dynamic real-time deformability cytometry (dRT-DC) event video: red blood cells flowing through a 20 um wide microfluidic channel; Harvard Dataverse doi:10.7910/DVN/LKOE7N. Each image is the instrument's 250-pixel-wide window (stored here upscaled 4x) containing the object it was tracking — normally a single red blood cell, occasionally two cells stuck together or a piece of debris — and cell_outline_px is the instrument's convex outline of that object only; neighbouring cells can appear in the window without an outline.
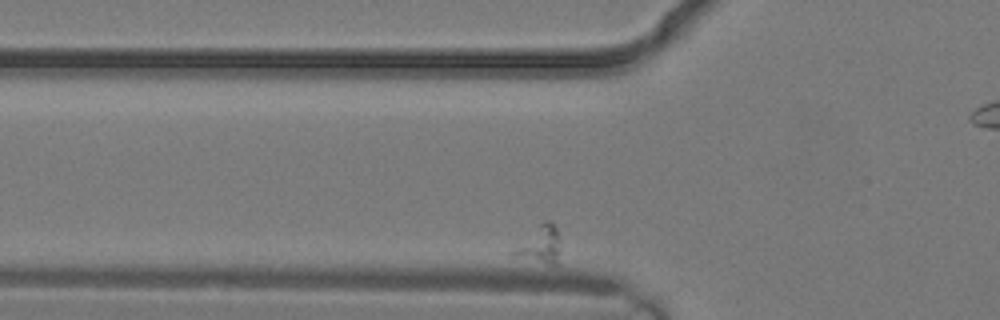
{"species": "common noctule bat (a hibernating species)", "species_latin": "Nyctalus noctula", "temperature_condition": "warm", "stored_images_in_passage": 3, "camera_frame_rate_fps": 3000, "um_per_image_px": 0.085, "animal": {"sex": "male", "body_mass_g": 19.2, "forearm_length_mm": 51.8}, "frame": {"image": 1, "passage_image": 2, "time_ms": 0.333, "image_size_px": [1000, 320], "cell_outline_px": [[560, 264], [548, 264], [508, 252], [544, 220], [548, 220], [556, 228], [560, 240]], "centroid_in_image_um": [45.95, 20.79], "position_along_channel_um": 79.8, "area_um2": 10.0}}